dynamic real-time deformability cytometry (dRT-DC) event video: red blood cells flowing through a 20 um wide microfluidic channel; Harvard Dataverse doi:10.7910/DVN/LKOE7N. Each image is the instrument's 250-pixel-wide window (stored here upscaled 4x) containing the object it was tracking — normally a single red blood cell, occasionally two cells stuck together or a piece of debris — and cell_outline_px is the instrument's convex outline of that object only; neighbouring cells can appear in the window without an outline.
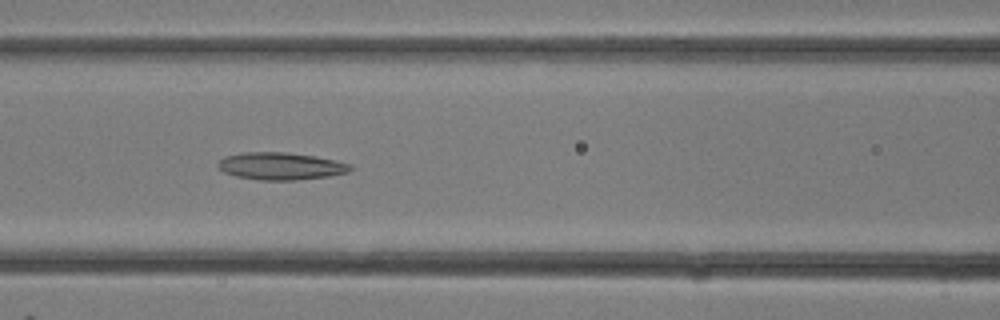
{"species": "common noctule bat (a hibernating species)", "species_latin": "Nyctalus noctula", "temperature_condition": "room temperature", "stored_images_in_passage": 17, "camera_frame_rate_fps": 3000, "um_per_image_px": 0.085, "animal": {"sex": "female"}, "frame": {"image": 1, "passage_image": 12, "time_ms": 3.667, "image_size_px": [1000, 320], "cell_outline_px": [[352, 168], [348, 172], [328, 176], [296, 180], [260, 180], [236, 176], [224, 172], [216, 164], [224, 156], [240, 152], [284, 152], [316, 156], [336, 160], [352, 164]], "centroid_in_image_um": [23.86, 14.11], "position_along_channel_um": 142.7, "area_um2": 21.15}}
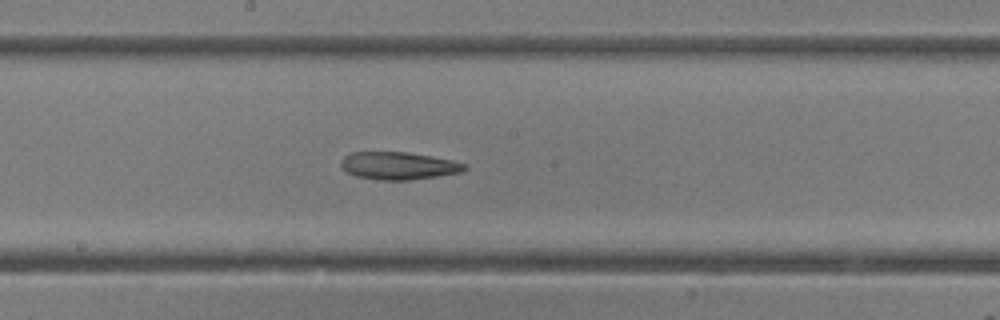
{"frame": {"image": 2, "passage_image": 15, "time_ms": 4.667, "image_size_px": [1000, 320], "cell_outline_px": [[468, 168], [460, 172], [436, 176], [408, 180], [380, 180], [356, 176], [348, 172], [340, 164], [340, 160], [344, 156], [352, 152], [408, 152], [432, 156], [452, 160], [468, 164]], "centroid_in_image_um": [33.89, 14.08], "position_along_channel_um": 214.3, "area_um2": 19.83}}
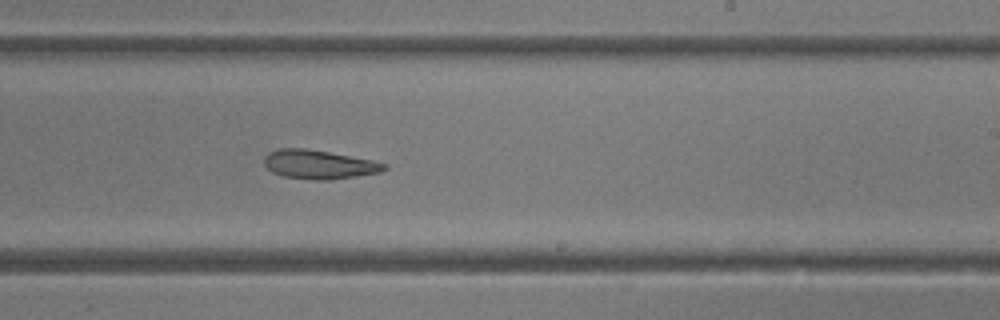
{"frame": {"image": 3, "passage_image": 17, "time_ms": 5.333, "image_size_px": [1000, 320], "cell_outline_px": [[388, 168], [380, 172], [332, 180], [316, 180], [284, 176], [272, 172], [264, 164], [264, 156], [268, 152], [280, 148], [304, 148], [328, 152], [372, 160], [388, 164]], "centroid_in_image_um": [27.11, 13.98], "position_along_channel_um": 261.9, "area_um2": 20.17}}